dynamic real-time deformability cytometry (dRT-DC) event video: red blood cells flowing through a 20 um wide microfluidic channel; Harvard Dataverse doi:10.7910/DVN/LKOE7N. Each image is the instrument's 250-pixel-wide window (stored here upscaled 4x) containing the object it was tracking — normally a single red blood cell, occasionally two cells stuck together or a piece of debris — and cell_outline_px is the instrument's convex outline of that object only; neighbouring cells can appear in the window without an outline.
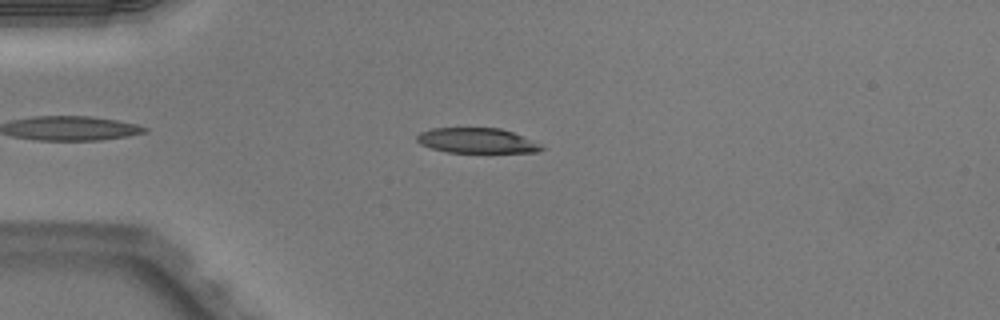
{"species": "Egyptian fruit bat (a non-hibernating species)", "species_latin": "Rousettus aegyptiacus", "temperature_condition": "warm", "stored_images_in_passage": 42, "camera_frame_rate_fps": 3000, "um_per_image_px": 0.085, "animal": {"sex": "male"}, "frame": {"image": 1, "passage_image": 8, "time_ms": 2.333, "image_size_px": [1000, 320], "cell_outline_px": [[544, 148], [536, 152], [448, 152], [432, 148], [420, 144], [416, 140], [416, 136], [420, 132], [432, 128], [500, 128], [512, 132]], "centroid_in_image_um": [40.43, 11.94], "position_along_channel_um": 44.6, "area_um2": 17.74}}
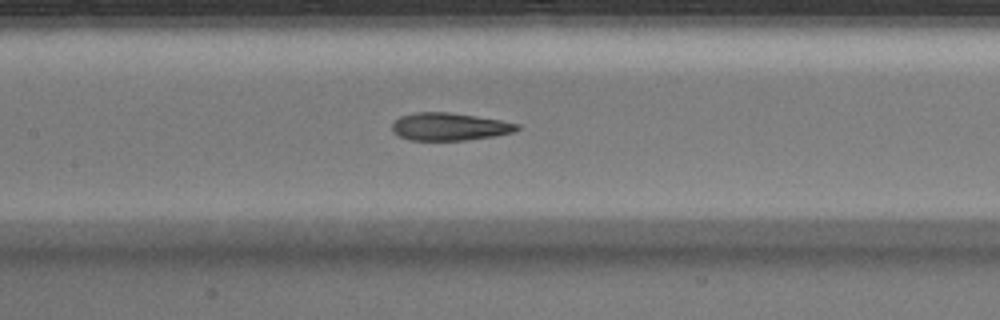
{"frame": {"image": 2, "passage_image": 19, "time_ms": 6.0, "image_size_px": [1000, 320], "cell_outline_px": [[520, 128], [512, 132], [492, 136], [464, 140], [408, 140], [392, 132], [392, 124], [400, 116], [416, 112], [448, 112], [476, 116], [500, 120], [520, 124]], "centroid_in_image_um": [38.18, 10.76], "position_along_channel_um": 169.2, "area_um2": 20.0}}
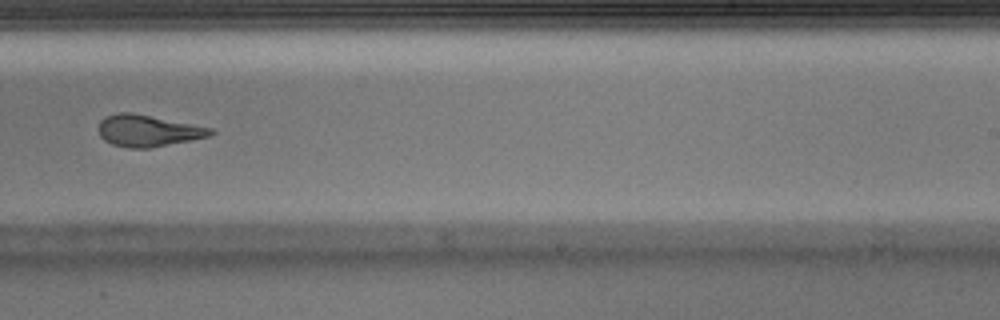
{"frame": {"image": 3, "passage_image": 27, "time_ms": 8.667, "image_size_px": [1000, 320], "cell_outline_px": [[216, 132], [212, 136], [192, 140], [148, 148], [128, 148], [112, 144], [104, 140], [100, 136], [96, 128], [100, 120], [104, 116], [120, 112], [132, 112], [212, 128]], "centroid_in_image_um": [12.55, 11.11], "position_along_channel_um": 276.5, "area_um2": 20.87}, "authors_computed_cell_mechanics": {"area_um2": 20.8947, "velocity_mm_per_s": 4.0354, "shape_relaxation_time_tau1_ms": 6.2082, "shape_relaxation_time_tau2_ms": 1.8062, "deformation_change_tau1": 0.232, "deformation_change_tau2": 0.1165}}